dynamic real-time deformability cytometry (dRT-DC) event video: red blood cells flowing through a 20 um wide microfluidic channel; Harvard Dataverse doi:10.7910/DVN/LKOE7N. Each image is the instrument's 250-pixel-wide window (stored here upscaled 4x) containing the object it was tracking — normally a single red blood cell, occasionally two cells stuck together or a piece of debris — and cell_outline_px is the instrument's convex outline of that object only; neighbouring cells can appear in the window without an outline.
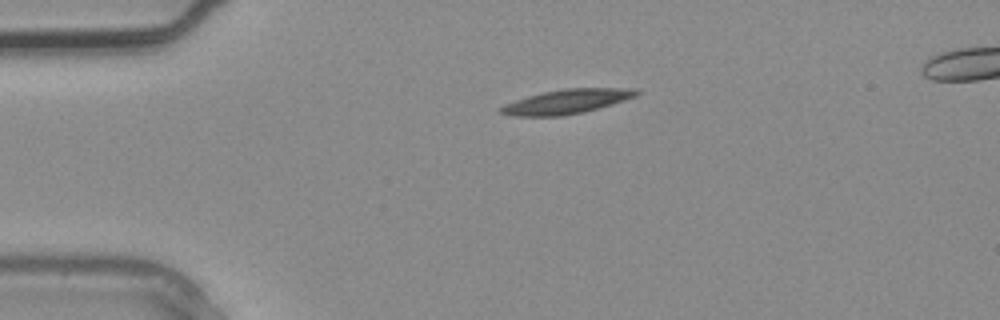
{"species": "common noctule bat (a hibernating species)", "species_latin": "Nyctalus noctula", "temperature_condition": "warm", "stored_images_in_passage": 3, "camera_frame_rate_fps": 3000, "um_per_image_px": 0.085, "animal": {"sex": "male", "body_mass_g": 20.4}, "frame": {"image": 1, "passage_image": 3, "time_ms": 0.667, "image_size_px": [1000, 320], "cell_outline_px": [[640, 92], [636, 96], [612, 104], [584, 112], [560, 116], [512, 116], [500, 112], [500, 108], [504, 104], [528, 96], [544, 92], [564, 88], [636, 88]], "centroid_in_image_um": [48.19, 8.63], "position_along_channel_um": 36.8, "area_um2": 19.13}}